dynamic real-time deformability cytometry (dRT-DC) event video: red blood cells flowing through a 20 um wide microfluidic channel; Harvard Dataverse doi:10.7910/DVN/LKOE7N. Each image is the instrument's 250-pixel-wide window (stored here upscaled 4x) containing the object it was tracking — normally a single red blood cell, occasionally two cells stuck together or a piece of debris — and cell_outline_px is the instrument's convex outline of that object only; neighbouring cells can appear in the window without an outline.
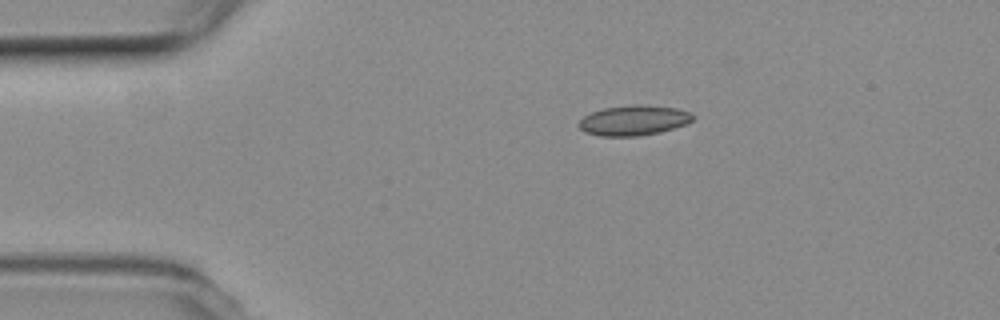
{"species": "common noctule bat (a hibernating species)", "species_latin": "Nyctalus noctula", "temperature_condition": "room temperature", "stored_images_in_passage": 2, "camera_frame_rate_fps": 3000, "um_per_image_px": 0.085, "animal": {"sex": "female", "body_mass_g": 19.3, "forearm_length_mm": 54.1}, "frame": {"image": 1, "passage_image": 1, "time_ms": 0.0, "image_size_px": [1000, 320], "cell_outline_px": [[692, 120], [684, 124], [660, 132], [636, 136], [600, 136], [584, 132], [576, 124], [584, 116], [592, 112], [604, 108], [632, 104], [648, 104], [676, 108], [688, 112], [692, 116]], "centroid_in_image_um": [53.8, 10.22], "position_along_channel_um": 31.2, "area_um2": 19.94}}